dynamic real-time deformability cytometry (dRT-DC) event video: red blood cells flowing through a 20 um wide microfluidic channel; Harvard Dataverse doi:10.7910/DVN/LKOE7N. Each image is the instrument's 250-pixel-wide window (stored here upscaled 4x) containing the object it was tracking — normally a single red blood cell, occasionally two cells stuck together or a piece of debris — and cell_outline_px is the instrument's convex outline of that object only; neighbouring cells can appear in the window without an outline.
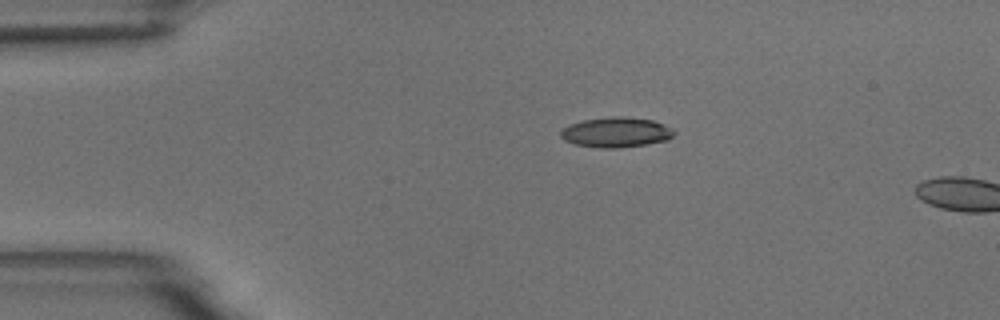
{"species": "common noctule bat (a hibernating species)", "species_latin": "Nyctalus noctula", "temperature_condition": "room temperature", "stored_images_in_passage": 4, "camera_frame_rate_fps": 3000, "um_per_image_px": 0.085, "animal": {"sex": "male", "body_mass_g": 18.8}, "frame": {"image": 1, "passage_image": 1, "time_ms": 0.0, "image_size_px": [1000, 320], "cell_outline_px": [[676, 132], [668, 140], [644, 144], [616, 148], [600, 148], [576, 144], [564, 140], [560, 136], [560, 132], [564, 128], [580, 120], [612, 116], [620, 116], [652, 120], [664, 124], [672, 128]], "centroid_in_image_um": [52.37, 11.24], "position_along_channel_um": 32.6, "area_um2": 19.77}}